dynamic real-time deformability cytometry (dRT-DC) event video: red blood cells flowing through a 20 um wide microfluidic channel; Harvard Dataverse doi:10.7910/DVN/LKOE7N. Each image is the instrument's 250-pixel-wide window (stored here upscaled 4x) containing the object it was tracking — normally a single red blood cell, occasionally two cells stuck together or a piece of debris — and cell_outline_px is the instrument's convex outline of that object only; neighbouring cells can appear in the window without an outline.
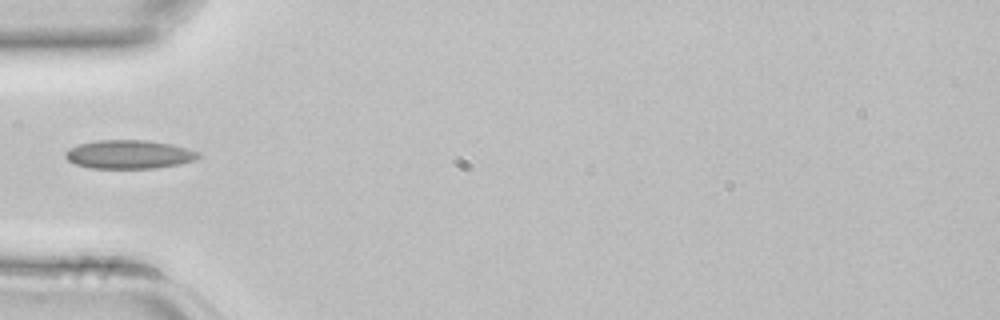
{"species": "common noctule bat (a hibernating species)", "species_latin": "Nyctalus noctula", "temperature_condition": "room temperature", "stored_images_in_passage": 3, "camera_frame_rate_fps": 3000, "um_per_image_px": 0.085, "animal": {"sex": "female", "body_mass_g": 22.7, "forearm_length_mm": 54.2}, "frame": {"image": 1, "passage_image": 3, "time_ms": 0.667, "image_size_px": [1000, 320], "cell_outline_px": [[200, 156], [196, 160], [180, 164], [156, 168], [92, 168], [76, 164], [68, 160], [64, 156], [64, 152], [68, 148], [80, 144], [96, 140], [148, 140], [172, 144], [188, 148], [200, 152]], "centroid_in_image_um": [10.99, 13.12], "position_along_channel_um": 74.0, "area_um2": 22.37}}